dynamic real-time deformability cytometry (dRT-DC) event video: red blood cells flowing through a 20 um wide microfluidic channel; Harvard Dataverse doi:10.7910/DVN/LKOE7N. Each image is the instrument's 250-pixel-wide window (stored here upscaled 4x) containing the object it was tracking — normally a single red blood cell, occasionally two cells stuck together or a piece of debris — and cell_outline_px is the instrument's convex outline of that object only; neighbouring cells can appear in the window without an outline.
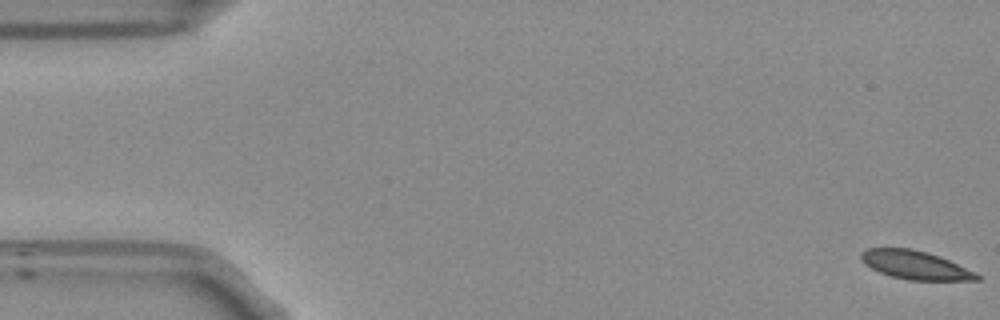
{"species": "Egyptian fruit bat (a non-hibernating species)", "species_latin": "Rousettus aegyptiacus", "temperature_condition": "room temperature", "stored_images_in_passage": 55, "camera_frame_rate_fps": 3000, "um_per_image_px": 0.085, "frame": {"image": 1, "passage_image": 1, "time_ms": 0.0, "image_size_px": [1000, 320], "cell_outline_px": [[980, 280], [908, 280], [892, 276], [880, 272], [864, 264], [860, 260], [860, 252], [868, 248], [912, 248], [928, 252], [940, 256], [976, 272], [980, 276]], "centroid_in_image_um": [77.78, 22.52], "position_along_channel_um": 7.2, "area_um2": 19.31}}
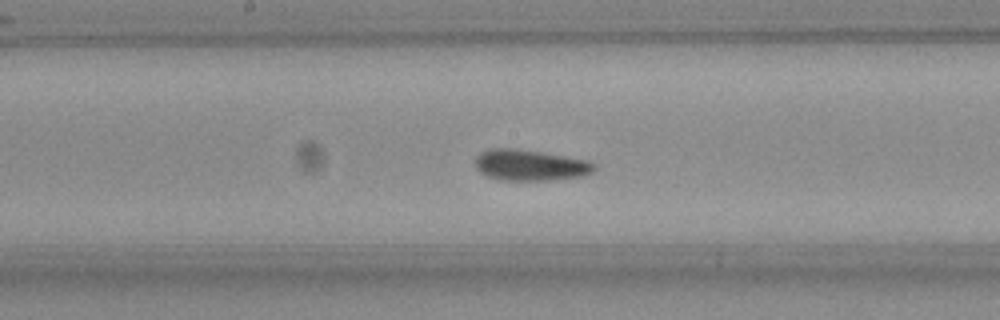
{"frame": {"image": 2, "passage_image": 28, "time_ms": 9.0, "image_size_px": [1000, 320], "cell_outline_px": [[596, 168], [592, 172], [584, 176], [548, 180], [500, 180], [488, 176], [480, 172], [476, 168], [476, 156], [480, 152], [492, 148], [516, 148], [588, 160], [596, 164]], "centroid_in_image_um": [45.07, 14.04], "position_along_channel_um": 203.1, "area_um2": 21.5}}
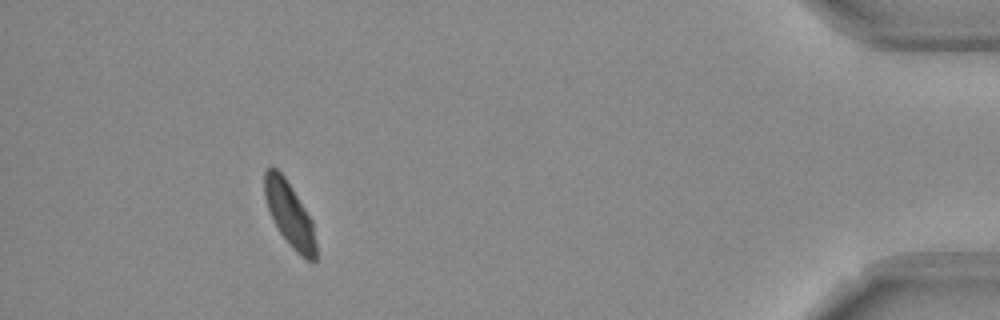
{"frame": {"image": 3, "passage_image": 50, "time_ms": 16.333, "image_size_px": [1000, 320], "cell_outline_px": [[316, 260], [308, 260], [300, 256], [292, 248], [280, 232], [268, 208], [264, 196], [264, 172], [272, 164], [284, 176], [292, 188], [312, 220], [316, 244]], "centroid_in_image_um": [24.61, 18.19], "position_along_channel_um": 410.6, "area_um2": 19.07}, "authors_computed_cell_mechanics": {"area_um2": 20.5768, "velocity_mm_per_s": 3.7006, "shape_relaxation_time_tau1_ms": 4.2391, "shape_relaxation_time_tau2_ms": null, "deformation_change_tau1": 0.0948, "deformation_change_tau2": null}}